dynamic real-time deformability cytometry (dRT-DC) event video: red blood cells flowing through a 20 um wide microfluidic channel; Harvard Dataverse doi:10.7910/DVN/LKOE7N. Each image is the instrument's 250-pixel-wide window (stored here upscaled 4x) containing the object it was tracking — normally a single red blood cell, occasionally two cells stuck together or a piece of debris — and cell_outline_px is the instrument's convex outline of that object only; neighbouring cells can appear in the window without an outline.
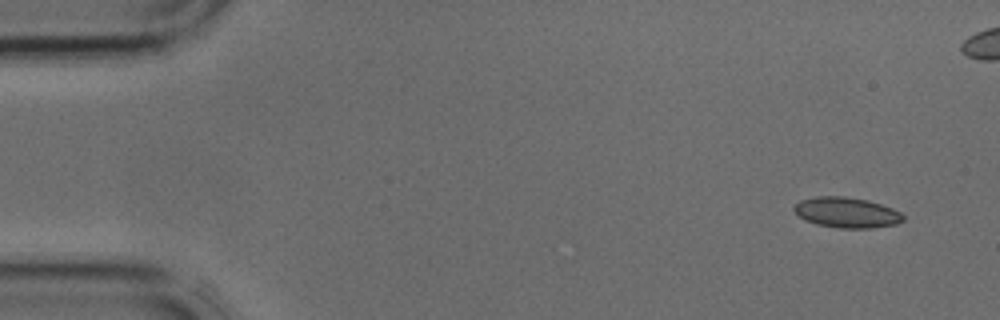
{"species": "common noctule bat (a hibernating species)", "species_latin": "Nyctalus noctula", "temperature_condition": "cold", "stored_images_in_passage": 5, "camera_frame_rate_fps": 3000, "um_per_image_px": 0.085, "animal": {"sex": "male", "body_mass_g": 17.9, "forearm_length_mm": 54.2}, "frame": {"image": 1, "passage_image": 1, "time_ms": 0.0, "image_size_px": [1000, 320], "cell_outline_px": [[904, 220], [896, 224], [872, 228], [840, 228], [816, 224], [804, 220], [792, 208], [800, 200], [816, 196], [844, 196], [868, 200], [892, 208], [900, 212], [904, 216]], "centroid_in_image_um": [71.97, 18.06], "position_along_channel_um": 13.0, "area_um2": 19.36}}